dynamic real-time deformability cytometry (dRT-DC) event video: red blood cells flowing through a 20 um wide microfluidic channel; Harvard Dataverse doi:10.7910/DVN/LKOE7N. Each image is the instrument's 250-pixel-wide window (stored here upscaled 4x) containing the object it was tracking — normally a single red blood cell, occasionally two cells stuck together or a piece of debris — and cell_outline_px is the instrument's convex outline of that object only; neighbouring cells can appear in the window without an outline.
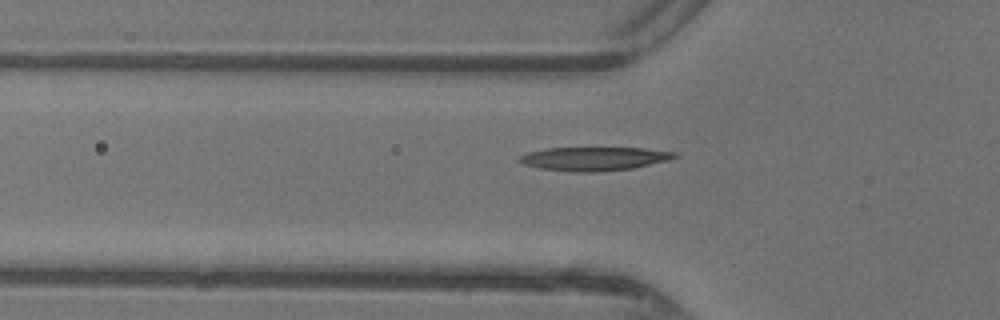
{"species": "common noctule bat (a hibernating species)", "species_latin": "Nyctalus noctula", "temperature_condition": "warm", "stored_images_in_passage": 34, "camera_frame_rate_fps": 3000, "um_per_image_px": 0.085, "animal": {"sex": "female"}, "frame": {"image": 1, "passage_image": 8, "time_ms": 2.333, "image_size_px": [1000, 320], "cell_outline_px": [[680, 156], [668, 160], [632, 168], [596, 172], [572, 172], [540, 168], [524, 164], [516, 160], [520, 156], [528, 152], [548, 148], [644, 148], [676, 152]], "centroid_in_image_um": [50.5, 13.49], "position_along_channel_um": 75.3, "area_um2": 21.33}}
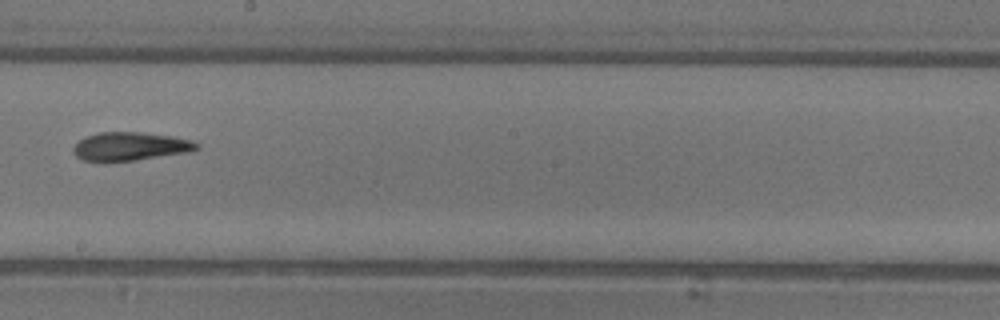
{"frame": {"image": 2, "passage_image": 19, "time_ms": 6.0, "image_size_px": [1000, 320], "cell_outline_px": [[200, 148], [188, 152], [136, 160], [104, 164], [84, 160], [76, 156], [72, 152], [72, 148], [80, 140], [88, 136], [100, 132], [140, 132], [172, 136], [192, 140], [200, 144]], "centroid_in_image_um": [11.05, 12.47], "position_along_channel_um": 237.2, "area_um2": 20.87}}
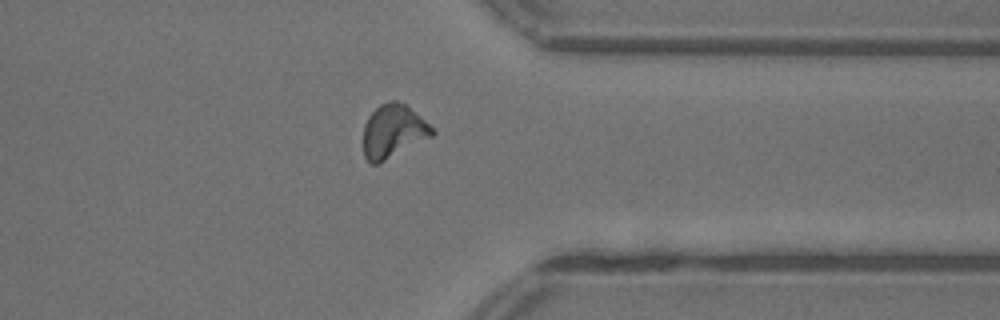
{"frame": {"image": 3, "passage_image": 29, "time_ms": 9.333, "image_size_px": [1000, 320], "cell_outline_px": [[436, 132], [432, 136], [380, 164], [372, 164], [364, 156], [364, 124], [368, 116], [380, 104], [392, 100], [396, 100], [408, 104]], "centroid_in_image_um": [33.42, 11.15], "position_along_channel_um": 378.0, "area_um2": 21.5}}